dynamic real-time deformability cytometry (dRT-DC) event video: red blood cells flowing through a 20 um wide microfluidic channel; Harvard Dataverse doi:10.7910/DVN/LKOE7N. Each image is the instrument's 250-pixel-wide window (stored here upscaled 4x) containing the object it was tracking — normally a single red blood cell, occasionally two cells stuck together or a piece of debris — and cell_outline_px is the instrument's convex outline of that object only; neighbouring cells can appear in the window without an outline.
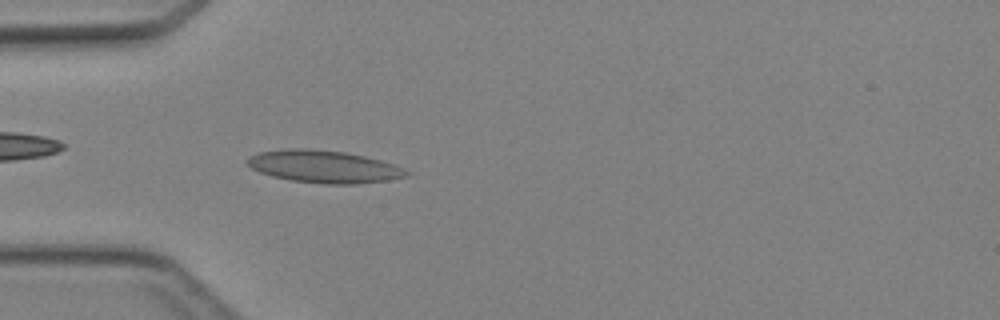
{"species": "Egyptian fruit bat (a non-hibernating species)", "species_latin": "Rousettus aegyptiacus", "temperature_condition": "cold", "stored_images_in_passage": 45, "camera_frame_rate_fps": 3000, "um_per_image_px": 0.085, "animal": {"sex": "female"}, "frame": {"image": 1, "passage_image": 13, "time_ms": 4.0, "image_size_px": [1000, 320], "cell_outline_px": [[412, 172], [408, 176], [388, 180], [360, 184], [324, 184], [292, 180], [272, 176], [260, 172], [252, 168], [244, 160], [248, 156], [260, 152], [288, 148], [308, 148], [344, 152], [364, 156], [380, 160], [404, 168]], "centroid_in_image_um": [27.54, 14.16], "position_along_channel_um": 57.5, "area_um2": 30.17}}
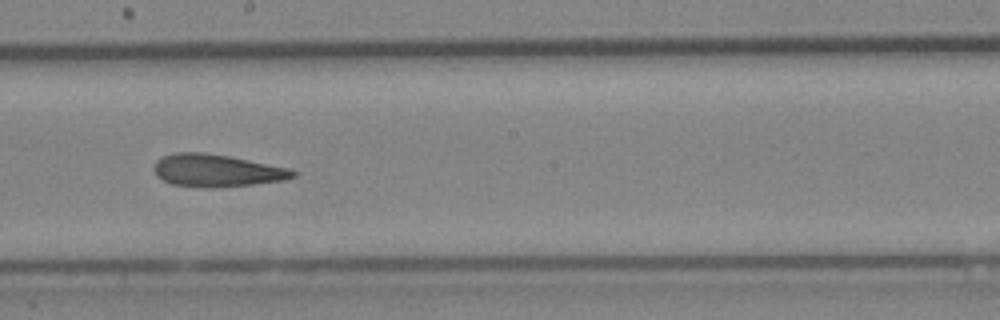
{"frame": {"image": 2, "passage_image": 25, "time_ms": 8.0, "image_size_px": [1000, 320], "cell_outline_px": [[300, 172], [296, 176], [284, 180], [252, 184], [172, 184], [156, 176], [152, 168], [156, 160], [164, 156], [176, 152], [204, 152], [228, 156], [288, 168]], "centroid_in_image_um": [18.42, 14.43], "position_along_channel_um": 229.8, "area_um2": 25.03}}
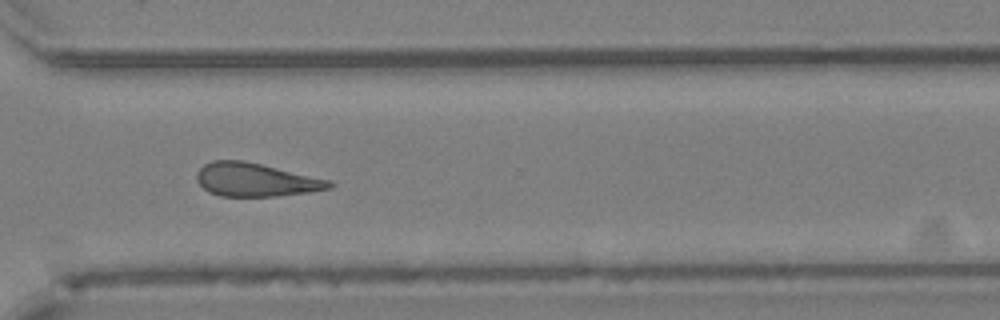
{"frame": {"image": 3, "passage_image": 33, "time_ms": 10.667, "image_size_px": [1000, 320], "cell_outline_px": [[336, 184], [332, 188], [308, 192], [276, 196], [220, 196], [208, 192], [196, 180], [196, 172], [204, 164], [212, 160], [244, 160], [332, 180]], "centroid_in_image_um": [21.75, 15.27], "position_along_channel_um": 348.9, "area_um2": 26.01}}